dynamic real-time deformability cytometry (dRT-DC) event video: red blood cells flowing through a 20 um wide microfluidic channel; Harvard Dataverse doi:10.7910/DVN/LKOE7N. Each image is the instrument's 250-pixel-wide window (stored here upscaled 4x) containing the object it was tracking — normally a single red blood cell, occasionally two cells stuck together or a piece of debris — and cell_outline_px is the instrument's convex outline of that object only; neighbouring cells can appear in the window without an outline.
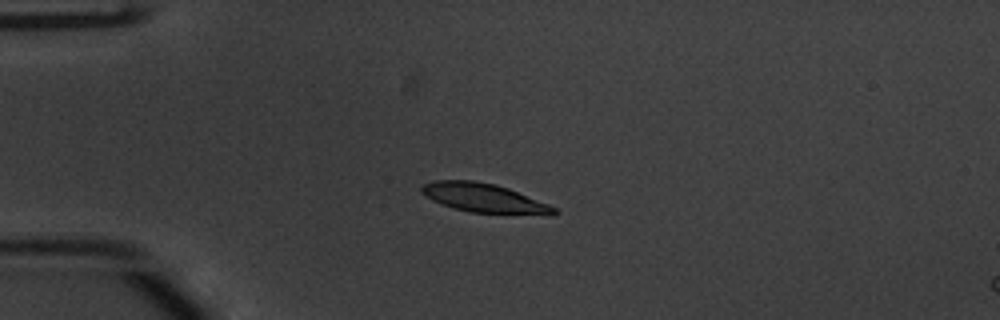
{"species": "common noctule bat (a hibernating species)", "species_latin": "Nyctalus noctula", "temperature_condition": "warm", "stored_images_in_passage": 41, "camera_frame_rate_fps": 3000, "um_per_image_px": 0.085, "animal": {"sex": "male", "body_mass_g": 20.1, "forearm_length_mm": 53.5}, "frame": {"image": 1, "passage_image": 1, "time_ms": 0.0, "image_size_px": [1000, 320], "cell_outline_px": [[560, 212], [552, 216], [468, 212], [452, 208], [432, 200], [420, 192], [420, 188], [424, 184], [436, 180], [472, 180], [496, 184], [508, 188], [548, 204], [556, 208]], "centroid_in_image_um": [41.19, 16.85], "position_along_channel_um": 43.8, "area_um2": 22.72}}
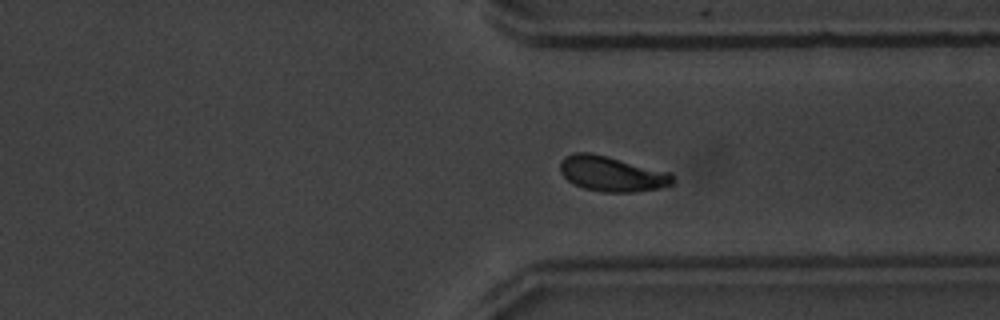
{"frame": {"image": 2, "passage_image": 28, "time_ms": 9.0, "image_size_px": [1000, 320], "cell_outline_px": [[672, 184], [660, 188], [632, 192], [604, 192], [584, 188], [572, 184], [560, 172], [560, 160], [564, 156], [576, 152], [588, 152], [608, 156], [672, 172]], "centroid_in_image_um": [51.99, 14.76], "position_along_channel_um": 359.4, "area_um2": 23.24}}
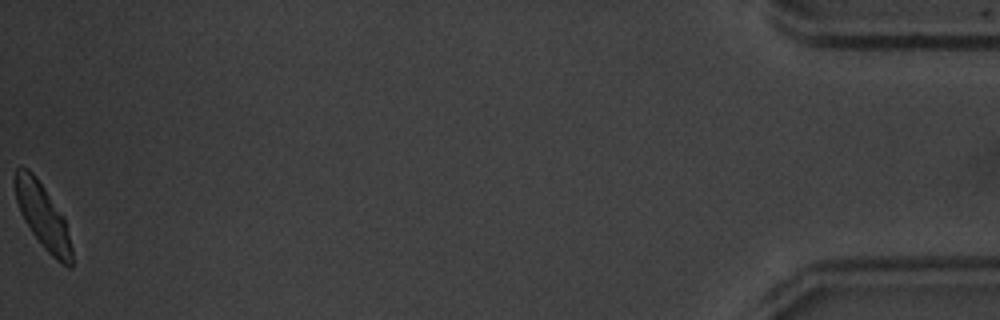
{"frame": {"image": 3, "passage_image": 41, "time_ms": 13.333, "image_size_px": [1000, 320], "cell_outline_px": [[72, 268], [68, 268], [56, 260], [44, 248], [32, 232], [24, 220], [20, 212], [16, 200], [12, 180], [12, 176], [16, 168], [28, 168], [36, 176], [64, 216], [72, 248]], "centroid_in_image_um": [3.61, 18.34], "position_along_channel_um": 431.6, "area_um2": 21.68}, "authors_computed_cell_mechanics": {"area_um2": 22.4842, "velocity_mm_per_s": 3.795, "shape_relaxation_time_tau1_ms": 2.053, "shape_relaxation_time_tau2_ms": 0.4663, "deformation_change_tau1": 0.1342, "deformation_change_tau2": 0.032}}